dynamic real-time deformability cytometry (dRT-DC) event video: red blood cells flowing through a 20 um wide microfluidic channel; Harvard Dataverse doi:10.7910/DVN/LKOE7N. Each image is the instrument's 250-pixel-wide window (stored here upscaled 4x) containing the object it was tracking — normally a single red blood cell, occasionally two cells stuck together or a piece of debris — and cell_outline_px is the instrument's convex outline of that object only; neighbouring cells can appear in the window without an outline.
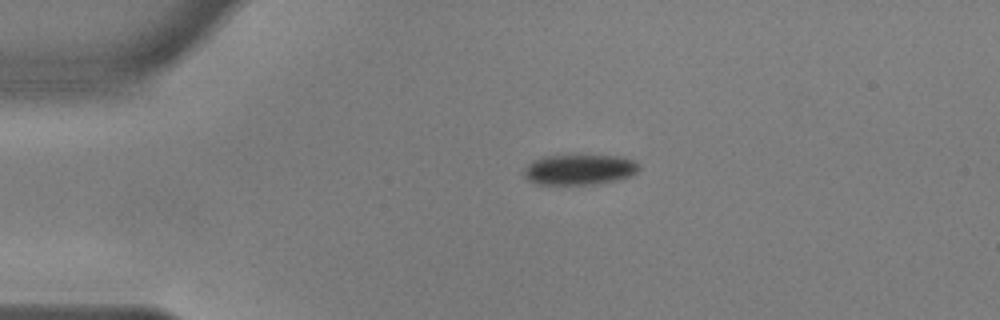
{"species": "common noctule bat (a hibernating species)", "species_latin": "Nyctalus noctula", "temperature_condition": "warm", "stored_images_in_passage": 44, "camera_frame_rate_fps": 3000, "um_per_image_px": 0.085, "animal": {"sex": "male", "body_mass_g": 17.9, "forearm_length_mm": 54.2}, "frame": {"image": 1, "passage_image": 1, "time_ms": 0.0, "image_size_px": [1000, 320], "cell_outline_px": [[640, 168], [632, 176], [616, 180], [592, 184], [536, 184], [528, 180], [524, 176], [524, 168], [532, 160], [544, 156], [616, 156], [632, 160]], "centroid_in_image_um": [49.2, 14.42], "position_along_channel_um": 35.8, "area_um2": 20.11}}
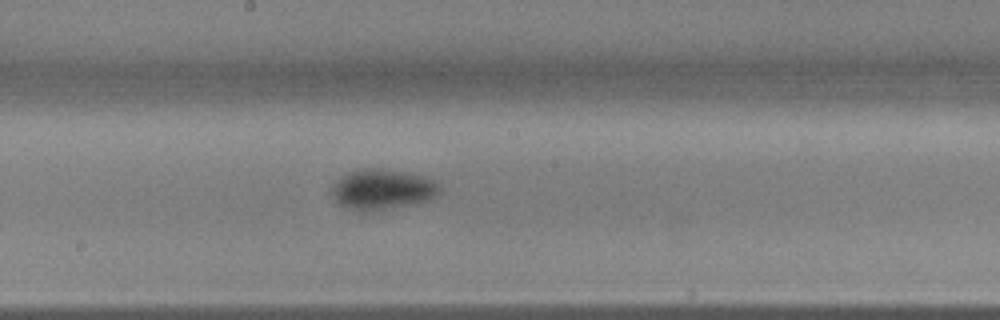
{"frame": {"image": 2, "passage_image": 19, "time_ms": 6.0, "image_size_px": [1000, 320], "cell_outline_px": [[440, 192], [424, 200], [364, 212], [348, 208], [340, 204], [336, 200], [332, 192], [332, 188], [336, 180], [340, 176], [356, 168], [380, 168], [424, 176], [432, 180], [440, 188]], "centroid_in_image_um": [32.41, 16.05], "position_along_channel_um": 215.8, "area_um2": 24.57}}
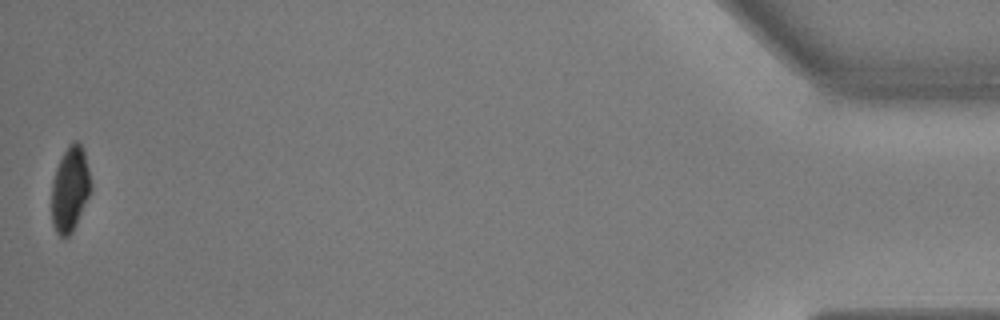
{"frame": {"image": 3, "passage_image": 44, "time_ms": 14.333, "image_size_px": [1000, 320], "cell_outline_px": [[92, 188], [76, 224], [72, 232], [68, 236], [60, 236], [56, 232], [52, 224], [52, 180], [56, 168], [68, 144], [72, 140], [76, 140], [80, 144], [84, 152]], "centroid_in_image_um": [5.94, 16.07], "position_along_channel_um": 429.3, "area_um2": 19.25}, "authors_computed_cell_mechanics": {"area_um2": 22.6287, "velocity_mm_per_s": 3.6465, "shape_relaxation_time_tau1_ms": 2.0133, "shape_relaxation_time_tau2_ms": null, "deformation_change_tau1": 0.0965, "deformation_change_tau2": null}}